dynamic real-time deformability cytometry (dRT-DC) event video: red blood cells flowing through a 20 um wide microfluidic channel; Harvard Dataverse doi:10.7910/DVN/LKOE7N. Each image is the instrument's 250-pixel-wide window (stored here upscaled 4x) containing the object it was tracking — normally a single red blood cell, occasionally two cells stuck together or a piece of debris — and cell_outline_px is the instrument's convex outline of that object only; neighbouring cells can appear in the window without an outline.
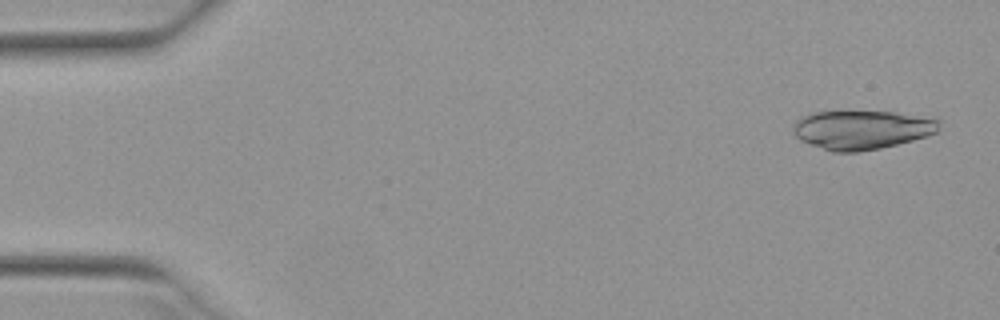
{"species": "Egyptian fruit bat (a non-hibernating species)", "species_latin": "Rousettus aegyptiacus", "temperature_condition": "warm", "stored_images_in_passage": 49, "camera_frame_rate_fps": 3000, "um_per_image_px": 0.085, "animal": {"sex": "female"}, "frame": {"image": 1, "passage_image": 1, "time_ms": 0.0, "image_size_px": [1000, 320], "cell_outline_px": [[940, 132], [928, 136], [880, 148], [860, 152], [832, 152], [800, 140], [792, 132], [792, 128], [796, 120], [800, 116], [812, 112], [844, 108], [896, 112], [940, 116]], "centroid_in_image_um": [73.31, 10.96], "position_along_channel_um": 11.7, "area_um2": 35.03}}